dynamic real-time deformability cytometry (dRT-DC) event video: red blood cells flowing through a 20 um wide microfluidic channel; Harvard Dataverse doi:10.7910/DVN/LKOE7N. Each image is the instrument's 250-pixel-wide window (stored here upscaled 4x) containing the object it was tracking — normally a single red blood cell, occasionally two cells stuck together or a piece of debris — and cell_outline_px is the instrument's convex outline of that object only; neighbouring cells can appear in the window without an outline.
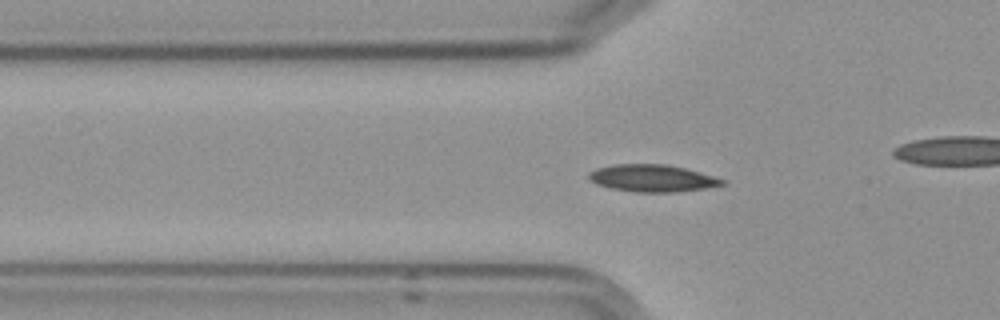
{"species": "Egyptian fruit bat (a non-hibernating species)", "species_latin": "Rousettus aegyptiacus", "temperature_condition": "cold", "stored_images_in_passage": 54, "camera_frame_rate_fps": 3000, "um_per_image_px": 0.085, "frame": {"image": 1, "passage_image": 16, "time_ms": 5.0, "image_size_px": [1000, 320], "cell_outline_px": [[724, 184], [704, 188], [672, 192], [636, 192], [608, 188], [596, 184], [588, 180], [588, 172], [596, 168], [616, 164], [664, 164], [684, 168], [712, 176], [724, 180]], "centroid_in_image_um": [55.34, 15.15], "position_along_channel_um": 70.5, "area_um2": 20.92}}
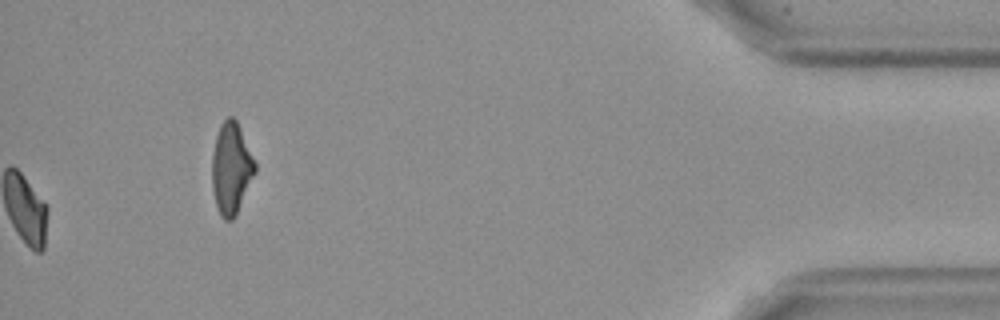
{"frame": {"image": 2, "passage_image": 54, "time_ms": 17.667, "image_size_px": [1000, 320], "cell_outline_px": [[256, 172], [232, 220], [224, 220], [220, 216], [216, 204], [212, 188], [212, 156], [216, 136], [220, 124], [228, 116], [232, 116], [236, 120], [256, 164]], "centroid_in_image_um": [19.63, 14.3], "position_along_channel_um": 415.6, "area_um2": 22.54}, "authors_computed_cell_mechanics": {"area_um2": 19.074, "velocity_mm_per_s": 3.5961, "shape_relaxation_time_tau1_ms": 2.444, "shape_relaxation_time_tau2_ms": 2.071, "deformation_change_tau1": 0.1252, "deformation_change_tau2": 0.0653}}